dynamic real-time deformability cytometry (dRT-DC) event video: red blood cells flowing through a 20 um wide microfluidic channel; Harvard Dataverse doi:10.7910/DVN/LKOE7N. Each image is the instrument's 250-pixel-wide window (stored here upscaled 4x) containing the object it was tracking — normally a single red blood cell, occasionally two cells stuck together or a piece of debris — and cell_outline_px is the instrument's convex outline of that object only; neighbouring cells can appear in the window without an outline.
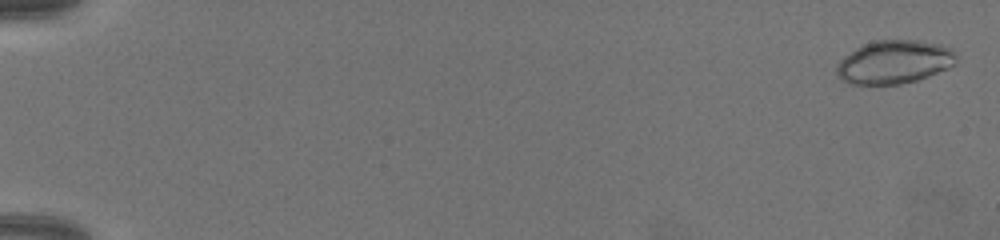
{"species": "common noctule bat (a hibernating species)", "species_latin": "Nyctalus noctula", "temperature_condition": "warm", "stored_images_in_passage": 68, "camera_frame_rate_fps": 3000, "um_per_image_px": 0.085, "animal": {"sex": "female", "body_mass_g": 19.5, "forearm_length_mm": 54.1}, "frame": {"image": 1, "passage_image": 2, "time_ms": 0.333, "image_size_px": [1000, 240], "cell_outline_px": [[956, 64], [948, 68], [928, 76], [916, 80], [900, 84], [848, 84], [836, 76], [836, 64], [844, 56], [856, 48], [864, 44], [876, 40], [920, 40], [940, 44], [952, 48], [956, 56]], "centroid_in_image_um": [76.0, 5.27], "position_along_channel_um": 9.0, "area_um2": 30.4}}
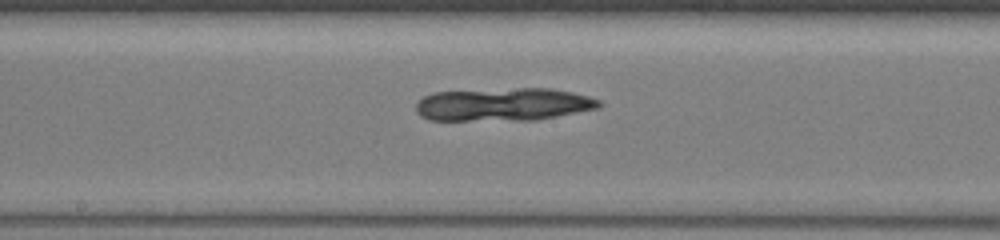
{"frame": {"image": 2, "passage_image": 39, "time_ms": 12.667, "image_size_px": [1000, 240], "cell_outline_px": [[600, 108], [536, 120], [428, 120], [420, 116], [416, 112], [416, 104], [424, 96], [432, 92], [520, 88], [552, 88], [572, 92], [588, 96], [600, 100]], "centroid_in_image_um": [42.79, 8.88], "position_along_channel_um": 205.4, "area_um2": 35.32}}
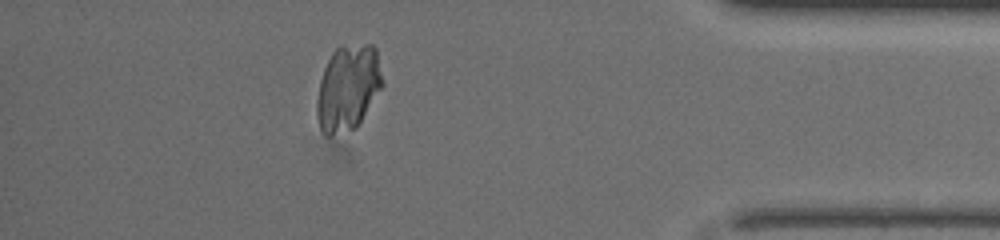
{"frame": {"image": 3, "passage_image": 61, "time_ms": 20.0, "image_size_px": [1000, 240], "cell_outline_px": [[384, 84], [356, 128], [328, 136], [320, 128], [316, 116], [316, 100], [320, 80], [324, 68], [332, 52], [336, 48], [364, 44], [372, 44], [376, 48]], "centroid_in_image_um": [29.57, 7.46], "position_along_channel_um": 405.6, "area_um2": 32.66}}